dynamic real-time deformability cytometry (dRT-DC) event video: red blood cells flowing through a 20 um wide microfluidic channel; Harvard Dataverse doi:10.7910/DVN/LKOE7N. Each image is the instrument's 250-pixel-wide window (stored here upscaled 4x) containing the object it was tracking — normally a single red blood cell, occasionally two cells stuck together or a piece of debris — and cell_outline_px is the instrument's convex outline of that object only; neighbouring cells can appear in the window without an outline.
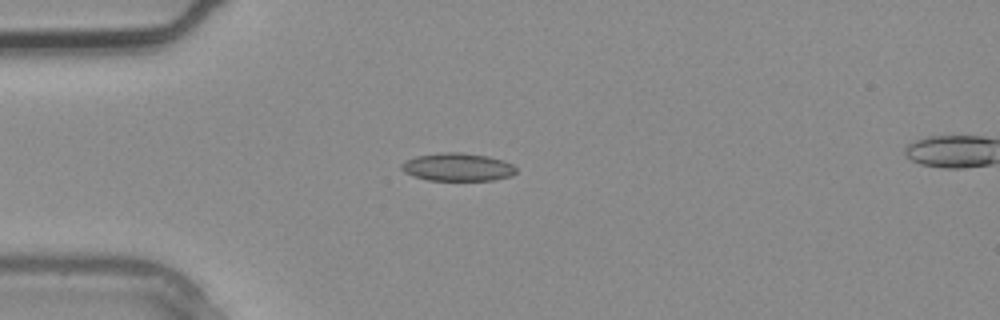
{"species": "common noctule bat (a hibernating species)", "species_latin": "Nyctalus noctula", "temperature_condition": "warm", "stored_images_in_passage": 2, "segment_of_instrument_passage": [1, 2], "camera_frame_rate_fps": 3000, "um_per_image_px": 0.085, "animal": {"sex": "male", "body_mass_g": 20.4}, "frame": {"image": 1, "passage_image": 1, "time_ms": 0.0, "image_size_px": [1000, 320], "cell_outline_px": [[516, 172], [512, 176], [492, 180], [428, 180], [404, 172], [400, 168], [400, 164], [404, 160], [416, 156], [440, 152], [460, 152], [488, 156], [512, 164], [516, 168]], "centroid_in_image_um": [38.87, 14.19], "position_along_channel_um": 46.1, "area_um2": 18.67}}